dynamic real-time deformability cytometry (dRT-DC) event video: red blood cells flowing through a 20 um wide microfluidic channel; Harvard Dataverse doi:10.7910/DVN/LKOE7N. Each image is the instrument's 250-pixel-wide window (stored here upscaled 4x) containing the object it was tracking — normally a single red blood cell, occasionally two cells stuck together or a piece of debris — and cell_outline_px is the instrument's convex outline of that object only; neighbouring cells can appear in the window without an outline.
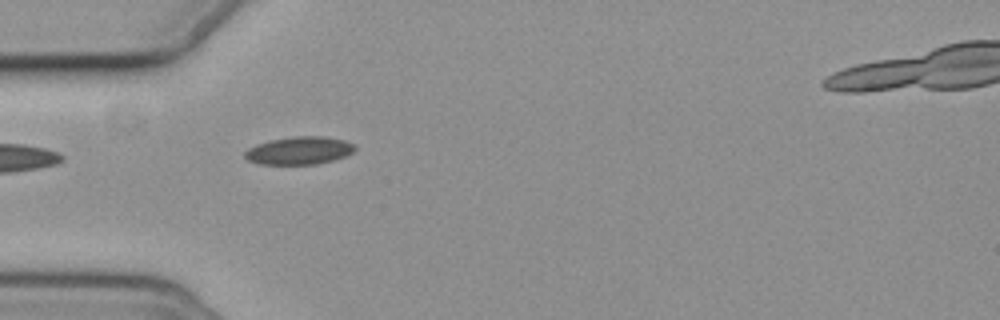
{"species": "common noctule bat (a hibernating species)", "species_latin": "Nyctalus noctula", "temperature_condition": "cold", "stored_images_in_passage": 6, "camera_frame_rate_fps": 3000, "um_per_image_px": 0.085, "animal": {"sex": "female", "body_mass_g": 19.3, "forearm_length_mm": 54.1}, "frame": {"image": 1, "passage_image": 5, "time_ms": 5.667, "image_size_px": [1000, 320], "cell_outline_px": [[356, 148], [352, 152], [344, 156], [332, 160], [316, 164], [260, 164], [248, 160], [244, 156], [244, 152], [248, 148], [256, 144], [268, 140], [292, 136], [324, 136], [344, 140], [356, 144]], "centroid_in_image_um": [25.42, 12.78], "position_along_channel_um": 59.6, "area_um2": 17.92}}
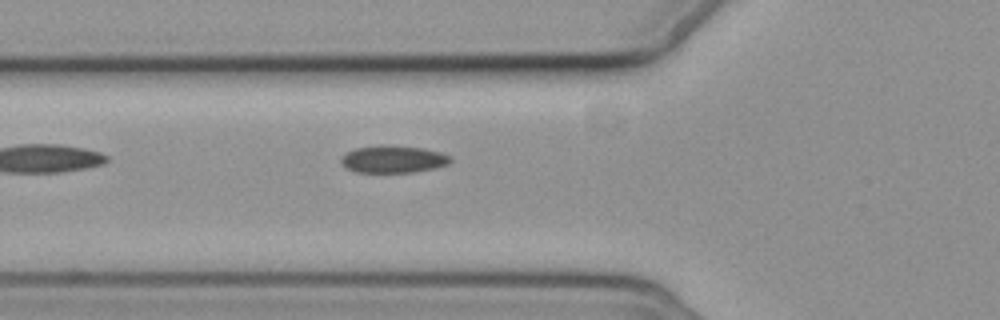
{"frame": {"image": 2, "passage_image": 6, "time_ms": 6.667, "image_size_px": [1000, 320], "cell_outline_px": [[452, 160], [448, 164], [432, 168], [412, 172], [356, 172], [340, 164], [340, 156], [356, 148], [380, 144], [424, 148], [440, 152], [448, 156]], "centroid_in_image_um": [33.37, 13.52], "position_along_channel_um": 92.4, "area_um2": 17.34}}